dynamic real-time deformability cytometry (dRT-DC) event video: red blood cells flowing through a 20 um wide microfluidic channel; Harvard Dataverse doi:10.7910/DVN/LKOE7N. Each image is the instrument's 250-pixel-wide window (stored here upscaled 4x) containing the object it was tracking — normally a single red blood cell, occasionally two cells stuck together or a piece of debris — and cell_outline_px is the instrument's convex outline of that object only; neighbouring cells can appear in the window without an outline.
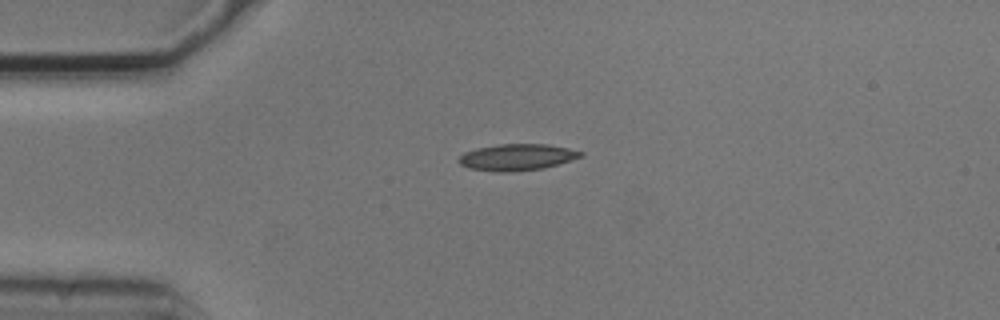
{"species": "common noctule bat (a hibernating species)", "species_latin": "Nyctalus noctula", "temperature_condition": "cold", "stored_images_in_passage": 1, "camera_frame_rate_fps": 3000, "um_per_image_px": 0.085, "animal": {"sex": "male", "body_mass_g": 20.5, "forearm_length_mm": 52.5}, "frame": {"image": 1, "passage_image": 1, "time_ms": 0.0, "image_size_px": [1000, 320], "cell_outline_px": [[584, 156], [544, 168], [508, 172], [496, 172], [468, 168], [460, 164], [456, 160], [464, 152], [476, 148], [500, 144], [548, 144], [568, 148], [584, 152]], "centroid_in_image_um": [43.93, 13.36], "position_along_channel_um": 41.1, "area_um2": 18.9}}